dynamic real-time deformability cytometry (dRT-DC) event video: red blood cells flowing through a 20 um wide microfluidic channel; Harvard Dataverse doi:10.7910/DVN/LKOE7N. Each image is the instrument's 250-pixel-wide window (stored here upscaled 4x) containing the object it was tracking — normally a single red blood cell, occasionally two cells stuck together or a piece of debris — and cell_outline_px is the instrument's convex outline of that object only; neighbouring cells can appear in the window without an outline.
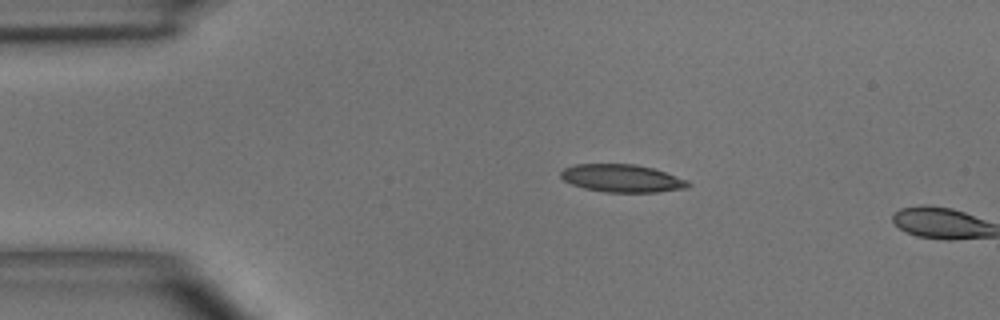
{"species": "common noctule bat (a hibernating species)", "species_latin": "Nyctalus noctula", "temperature_condition": "room temperature", "stored_images_in_passage": 4, "camera_frame_rate_fps": 3000, "um_per_image_px": 0.085, "animal": {"sex": "male", "body_mass_g": 15.6}, "frame": {"image": 1, "passage_image": 3, "time_ms": 2.333, "image_size_px": [1000, 320], "cell_outline_px": [[692, 184], [688, 188], [656, 192], [604, 192], [584, 188], [572, 184], [564, 180], [560, 176], [560, 172], [564, 168], [576, 164], [636, 164], [652, 168], [688, 180]], "centroid_in_image_um": [52.88, 15.16], "position_along_channel_um": 32.1, "area_um2": 20.58}}